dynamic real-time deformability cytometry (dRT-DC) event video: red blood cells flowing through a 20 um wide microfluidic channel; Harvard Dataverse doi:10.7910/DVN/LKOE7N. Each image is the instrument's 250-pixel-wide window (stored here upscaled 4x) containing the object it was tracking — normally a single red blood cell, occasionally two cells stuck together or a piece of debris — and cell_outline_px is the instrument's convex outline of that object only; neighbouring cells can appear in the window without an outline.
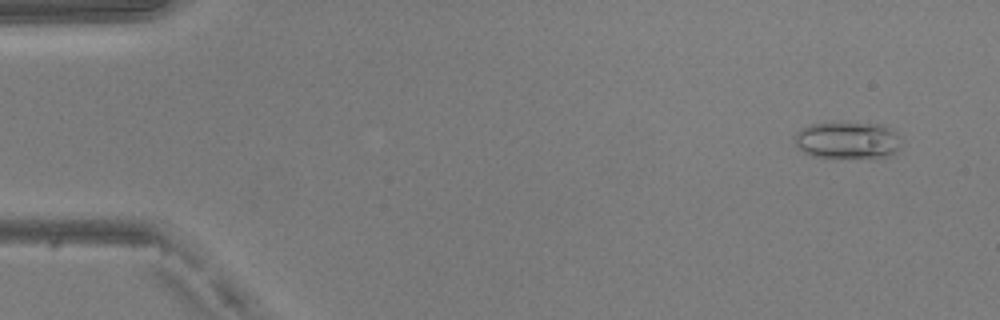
{"species": "common noctule bat (a hibernating species)", "species_latin": "Nyctalus noctula", "temperature_condition": "warm", "stored_images_in_passage": 50, "camera_frame_rate_fps": 3000, "um_per_image_px": 0.085, "animal": {"sex": "male", "body_mass_g": 20.5, "forearm_length_mm": 52.5}, "frame": {"image": 1, "passage_image": 4, "time_ms": 1.0, "image_size_px": [1000, 320], "cell_outline_px": [[900, 148], [896, 152], [888, 156], [812, 156], [804, 152], [796, 144], [792, 136], [796, 132], [812, 124], [836, 120], [884, 124], [892, 128], [900, 136]], "centroid_in_image_um": [72.06, 11.84], "position_along_channel_um": 12.9, "area_um2": 23.35}}
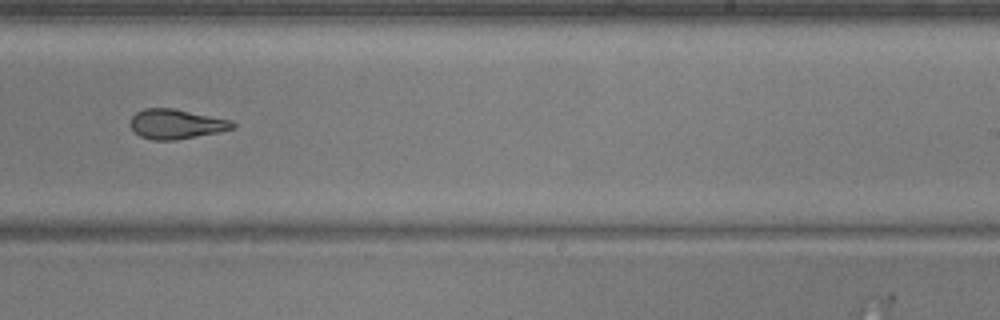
{"frame": {"image": 2, "passage_image": 32, "time_ms": 10.333, "image_size_px": [1000, 320], "cell_outline_px": [[236, 128], [176, 140], [152, 140], [140, 136], [128, 124], [132, 116], [136, 112], [144, 108], [172, 108], [232, 120], [236, 124]], "centroid_in_image_um": [14.96, 10.54], "position_along_channel_um": 274.0, "area_um2": 17.69}}
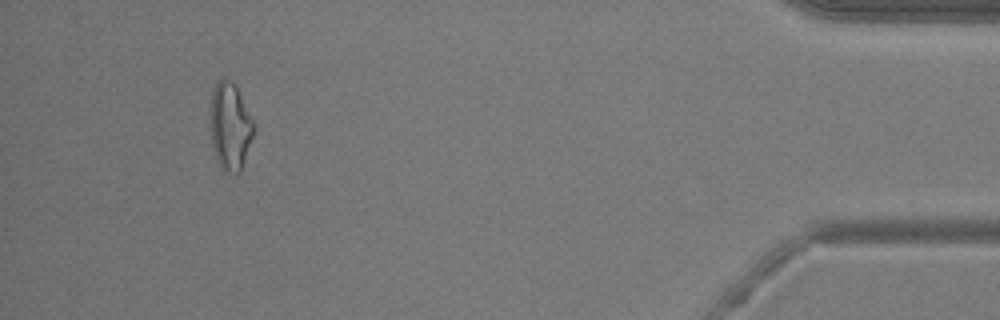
{"frame": {"image": 3, "passage_image": 47, "time_ms": 15.333, "image_size_px": [1000, 320], "cell_outline_px": [[256, 128], [240, 172], [236, 176], [220, 168], [212, 144], [212, 88], [224, 76], [232, 80], [256, 124]], "centroid_in_image_um": [19.6, 10.75], "position_along_channel_um": 415.6, "area_um2": 21.96}, "authors_computed_cell_mechanics": {"area_um2": 18.8717, "velocity_mm_per_s": 4.112, "shape_relaxation_time_tau1_ms": 7.7129, "shape_relaxation_time_tau2_ms": 5.2837, "deformation_change_tau1": 0.2264, "deformation_change_tau2": 0.1688}}